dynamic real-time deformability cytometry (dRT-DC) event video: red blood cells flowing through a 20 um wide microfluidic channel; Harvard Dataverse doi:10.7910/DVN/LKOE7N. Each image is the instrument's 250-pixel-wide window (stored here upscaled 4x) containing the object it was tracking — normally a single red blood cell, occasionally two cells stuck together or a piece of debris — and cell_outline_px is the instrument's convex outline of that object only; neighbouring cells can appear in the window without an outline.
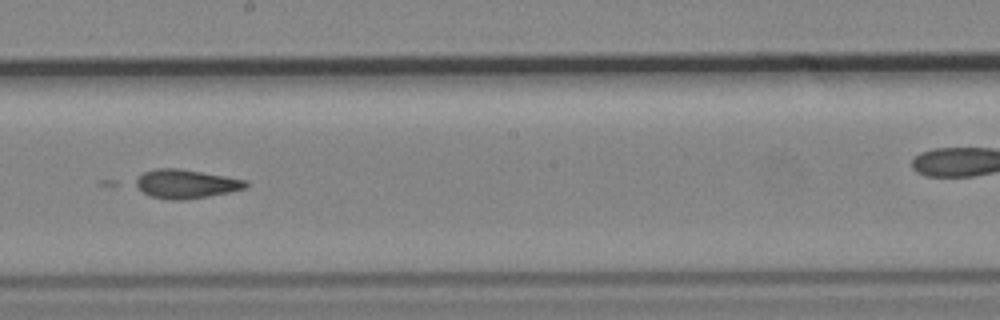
{"species": "common noctule bat (a hibernating species)", "species_latin": "Nyctalus noctula", "temperature_condition": "cold", "stored_images_in_passage": 11, "camera_frame_rate_fps": 3000, "um_per_image_px": 0.085, "animal": {"sex": "male", "body_mass_g": 19.2, "forearm_length_mm": 51.8}, "frame": {"image": 1, "passage_image": 8, "time_ms": 8.0, "image_size_px": [1000, 320], "cell_outline_px": [[248, 188], [208, 196], [180, 200], [172, 200], [152, 196], [144, 192], [132, 184], [144, 172], [156, 168], [180, 168], [248, 180]], "centroid_in_image_um": [15.82, 15.62], "position_along_channel_um": 232.4, "area_um2": 18.44}}
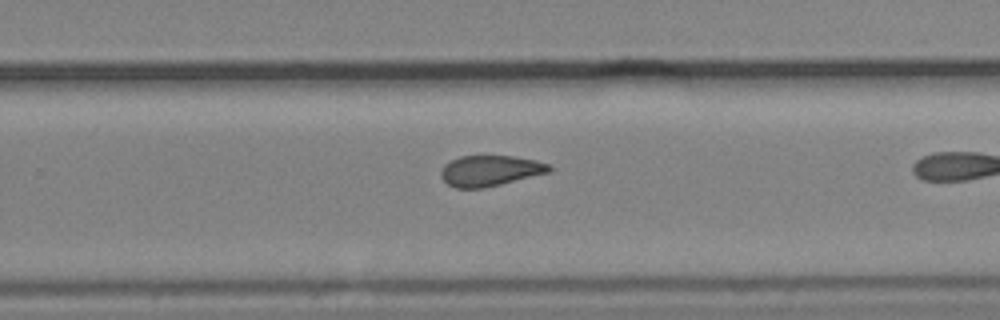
{"frame": {"image": 2, "passage_image": 10, "time_ms": 11.333, "image_size_px": [1000, 320], "cell_outline_px": [[552, 168], [548, 172], [484, 188], [456, 188], [448, 184], [440, 176], [440, 172], [444, 164], [460, 156], [512, 156], [536, 160], [552, 164]], "centroid_in_image_um": [41.65, 14.5], "position_along_channel_um": 288.2, "area_um2": 19.25}}